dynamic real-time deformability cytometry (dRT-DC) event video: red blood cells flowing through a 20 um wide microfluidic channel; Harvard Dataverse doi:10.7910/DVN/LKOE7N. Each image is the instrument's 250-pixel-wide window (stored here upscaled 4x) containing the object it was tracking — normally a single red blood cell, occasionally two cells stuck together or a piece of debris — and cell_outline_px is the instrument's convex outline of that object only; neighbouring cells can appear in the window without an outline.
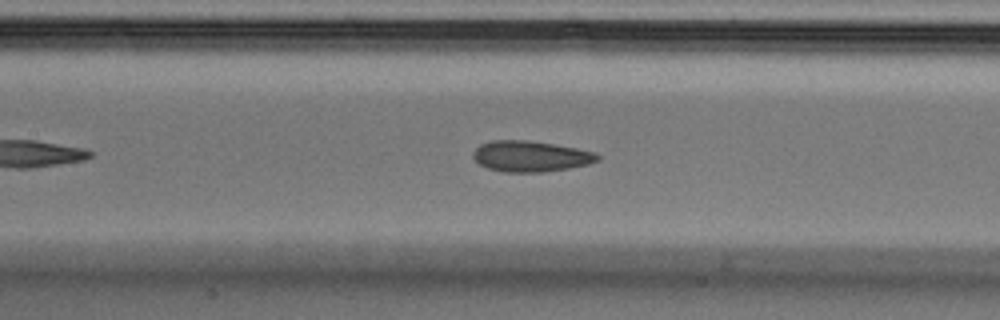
{"species": "Egyptian fruit bat (a non-hibernating species)", "species_latin": "Rousettus aegyptiacus", "temperature_condition": "cold", "stored_images_in_passage": 36, "camera_frame_rate_fps": 3000, "um_per_image_px": 0.085, "animal": {"sex": "male"}, "frame": {"image": 1, "passage_image": 11, "time_ms": 3.333, "image_size_px": [1000, 320], "cell_outline_px": [[600, 160], [588, 164], [568, 168], [544, 172], [504, 172], [488, 168], [480, 164], [472, 156], [472, 152], [480, 144], [492, 140], [528, 140], [556, 144], [596, 152], [600, 156]], "centroid_in_image_um": [45.11, 13.28], "position_along_channel_um": 162.3, "area_um2": 22.48}, "authors_computed_cell_mechanics": {"area_um2": 22.6287, "velocity_mm_per_s": 3.8006, "shape_relaxation_time_tau1_ms": 7.1223, "shape_relaxation_time_tau2_ms": 2.9065, "deformation_change_tau1": 0.1407, "deformation_change_tau2": 0.1003}}